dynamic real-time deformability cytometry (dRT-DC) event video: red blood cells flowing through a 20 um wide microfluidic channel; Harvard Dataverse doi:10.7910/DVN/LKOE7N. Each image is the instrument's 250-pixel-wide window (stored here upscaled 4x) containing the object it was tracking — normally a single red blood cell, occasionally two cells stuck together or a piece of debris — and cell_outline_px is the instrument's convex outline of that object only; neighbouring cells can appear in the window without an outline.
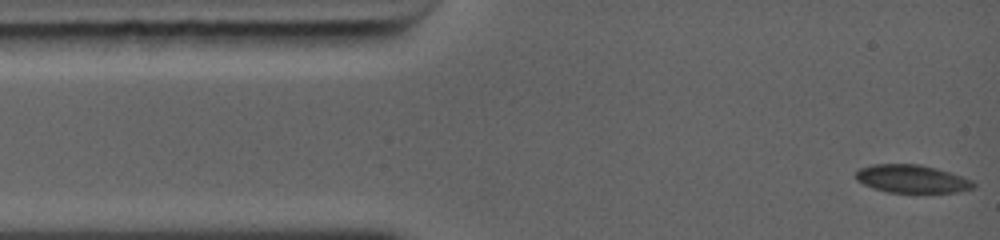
{"species": "common noctule bat (a hibernating species)", "species_latin": "Nyctalus noctula", "temperature_condition": "warm", "stored_images_in_passage": 30, "camera_frame_rate_fps": 5000, "um_per_image_px": 0.085, "animal": {"sex": "female", "body_mass_g": 19.0, "forearm_length_mm": 56.7}, "frame": {"image": 1, "passage_image": 1, "time_ms": 0.0, "image_size_px": [1000, 240], "cell_outline_px": [[976, 188], [960, 192], [888, 192], [872, 188], [856, 180], [856, 172], [860, 168], [872, 164], [920, 164], [952, 172], [972, 180], [976, 184]], "centroid_in_image_um": [77.55, 15.2], "position_along_channel_um": 7.4, "area_um2": 19.36}}
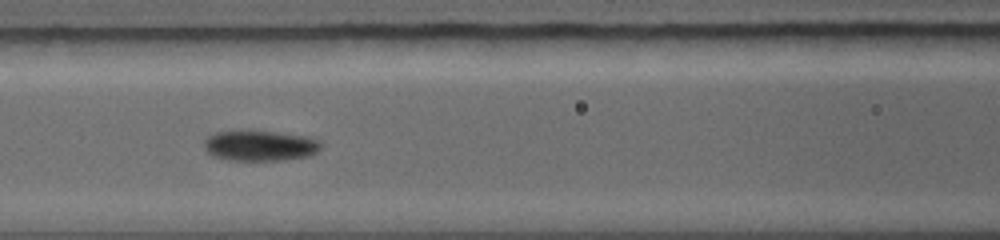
{"frame": {"image": 2, "passage_image": 13, "time_ms": 4.6, "image_size_px": [1000, 240], "cell_outline_px": [[320, 148], [312, 156], [284, 160], [224, 160], [212, 156], [204, 148], [204, 140], [208, 136], [216, 132], [272, 132], [308, 136], [320, 140]], "centroid_in_image_um": [22.11, 12.41], "position_along_channel_um": 144.5, "area_um2": 20.63}}
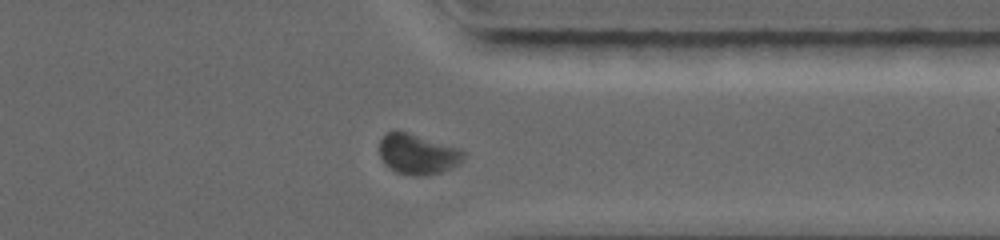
{"frame": {"image": 3, "passage_image": 26, "time_ms": 9.8, "image_size_px": [1000, 240], "cell_outline_px": [[468, 152], [464, 160], [452, 168], [440, 172], [420, 176], [416, 176], [396, 172], [384, 164], [380, 156], [380, 140], [388, 132], [404, 132], [460, 148]], "centroid_in_image_um": [35.55, 13.13], "position_along_channel_um": 375.9, "area_um2": 19.59}, "authors_computed_cell_mechanics": {"area_um2": 19.9988, "velocity_mm_per_s": 4.4675, "shape_relaxation_time_tau1_ms": 5.015, "shape_relaxation_time_tau2_ms": null, "deformation_change_tau1": 0.1278, "deformation_change_tau2": null}}